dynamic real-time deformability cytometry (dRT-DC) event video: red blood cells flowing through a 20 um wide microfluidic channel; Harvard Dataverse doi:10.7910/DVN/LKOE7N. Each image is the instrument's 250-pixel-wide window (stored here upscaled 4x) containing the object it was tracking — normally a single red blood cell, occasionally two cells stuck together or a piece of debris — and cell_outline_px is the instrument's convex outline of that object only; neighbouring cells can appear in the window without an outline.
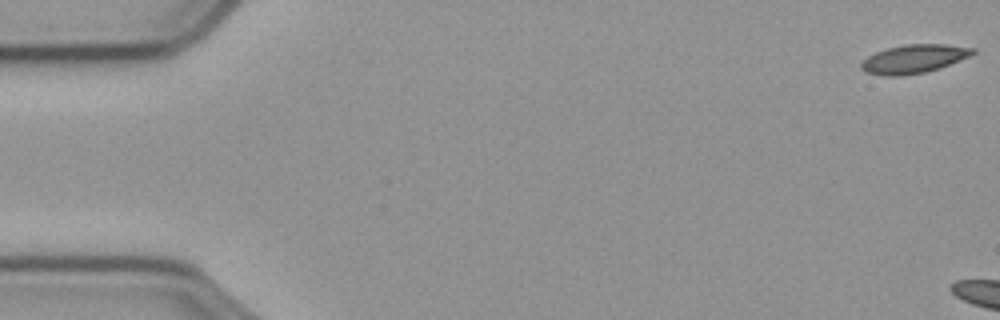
{"species": "common noctule bat (a hibernating species)", "species_latin": "Nyctalus noctula", "temperature_condition": "cold", "stored_images_in_passage": 6, "camera_frame_rate_fps": 3000, "um_per_image_px": 0.085, "animal": {"sex": "male", "body_mass_g": 23.1, "forearm_length_mm": 52.7}, "frame": {"image": 1, "passage_image": 1, "time_ms": 0.0, "image_size_px": [1000, 320], "cell_outline_px": [[976, 52], [968, 56], [940, 68], [924, 72], [900, 76], [884, 76], [864, 72], [860, 68], [860, 64], [868, 56], [876, 52], [888, 48], [904, 44], [944, 44], [976, 48]], "centroid_in_image_um": [77.65, 5.01], "position_along_channel_um": 7.4, "area_um2": 18.5}}